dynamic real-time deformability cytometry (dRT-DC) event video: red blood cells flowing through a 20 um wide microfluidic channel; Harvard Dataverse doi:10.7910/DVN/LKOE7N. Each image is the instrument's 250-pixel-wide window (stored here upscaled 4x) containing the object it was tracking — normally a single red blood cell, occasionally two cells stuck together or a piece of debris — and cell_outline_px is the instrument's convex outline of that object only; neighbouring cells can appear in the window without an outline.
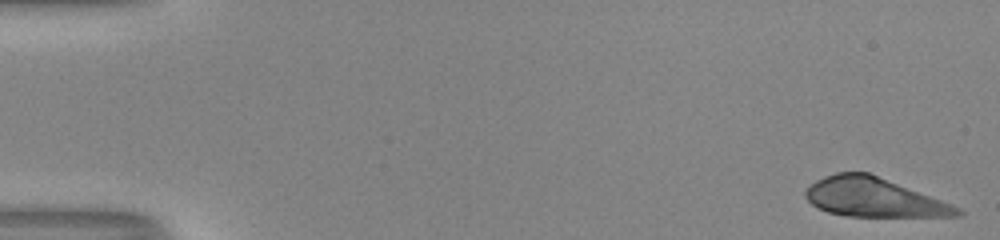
{"species": "human", "species_latin": "Homo sapiens", "temperature_condition": "room temperature", "stored_images_in_passage": 51, "camera_frame_rate_fps": 3000, "um_per_image_px": 0.085, "donor": {"sex": "male"}, "frame": {"image": 1, "passage_image": 1, "time_ms": 0.0, "image_size_px": [1000, 240], "cell_outline_px": [[964, 216], [848, 216], [828, 212], [812, 204], [804, 196], [804, 192], [816, 180], [824, 176], [836, 172], [868, 172], [952, 204], [960, 208], [964, 212]], "centroid_in_image_um": [74.28, 16.78], "position_along_channel_um": 10.7, "area_um2": 34.22}}
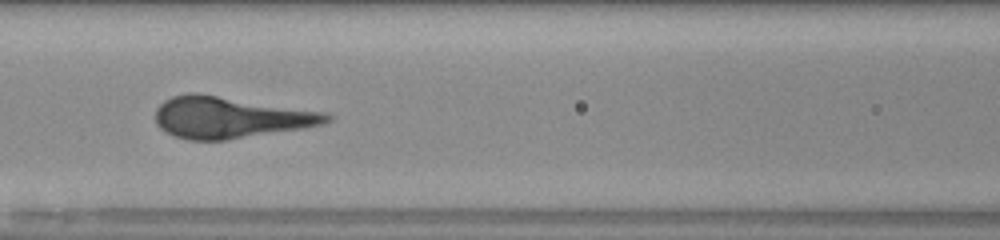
{"frame": {"image": 2, "passage_image": 23, "time_ms": 7.333, "image_size_px": [1000, 240], "cell_outline_px": [[332, 120], [324, 124], [304, 128], [224, 140], [188, 140], [176, 136], [160, 128], [156, 124], [156, 108], [164, 100], [172, 96], [192, 92], [196, 92], [324, 112], [332, 116]], "centroid_in_image_um": [19.55, 9.97], "position_along_channel_um": 147.1, "area_um2": 41.15}}
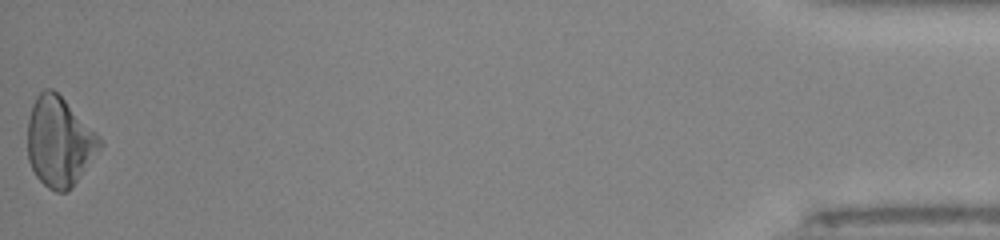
{"frame": {"image": 3, "passage_image": 51, "time_ms": 16.667, "image_size_px": [1000, 240], "cell_outline_px": [[104, 144], [72, 188], [68, 192], [56, 192], [48, 188], [36, 176], [28, 160], [28, 120], [32, 104], [36, 96], [44, 88], [52, 88], [100, 136]], "centroid_in_image_um": [5.05, 12.07], "position_along_channel_um": 430.2, "area_um2": 37.57}}